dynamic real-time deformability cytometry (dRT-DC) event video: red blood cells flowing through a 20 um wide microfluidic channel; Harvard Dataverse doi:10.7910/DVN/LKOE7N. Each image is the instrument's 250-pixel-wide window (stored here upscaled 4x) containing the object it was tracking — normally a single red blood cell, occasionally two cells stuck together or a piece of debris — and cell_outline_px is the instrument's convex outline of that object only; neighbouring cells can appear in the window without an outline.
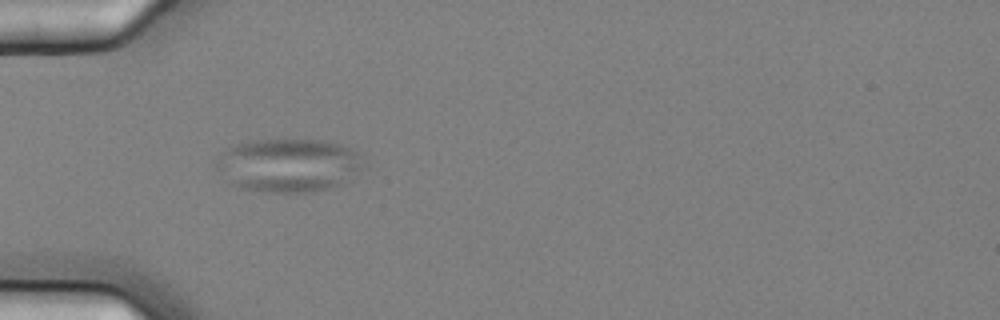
{"species": "common noctule bat (a hibernating species)", "species_latin": "Nyctalus noctula", "temperature_condition": "cold", "stored_images_in_passage": 1, "camera_frame_rate_fps": 3000, "um_per_image_px": 0.085, "animal": {"sex": "female", "body_mass_g": 25.1}, "frame": {"image": 1, "passage_image": 1, "time_ms": 0.0, "image_size_px": [1000, 320], "cell_outline_px": [[368, 164], [352, 180], [344, 184], [312, 192], [268, 192], [244, 188], [232, 184], [216, 168], [216, 160], [228, 148], [236, 144], [252, 140], [320, 140], [340, 144], [352, 148], [360, 152]], "centroid_in_image_um": [24.65, 14.04], "position_along_channel_um": 60.4, "area_um2": 46.36}}